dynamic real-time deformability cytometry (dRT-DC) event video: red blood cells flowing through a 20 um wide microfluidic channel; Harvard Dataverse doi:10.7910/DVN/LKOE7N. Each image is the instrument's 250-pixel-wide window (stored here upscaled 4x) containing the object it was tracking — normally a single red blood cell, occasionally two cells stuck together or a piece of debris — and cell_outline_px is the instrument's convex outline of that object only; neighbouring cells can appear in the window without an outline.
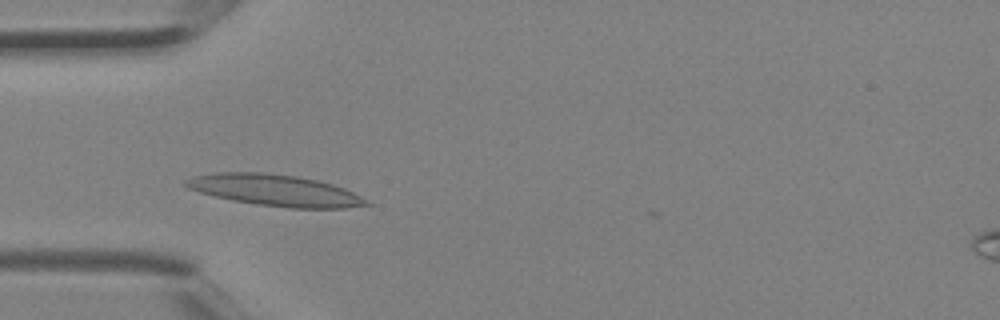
{"species": "Egyptian fruit bat (a non-hibernating species)", "species_latin": "Rousettus aegyptiacus", "temperature_condition": "room temperature", "stored_images_in_passage": 3, "camera_frame_rate_fps": 3000, "um_per_image_px": 0.085, "animal": {"sex": "female"}, "frame": {"image": 1, "passage_image": 2, "time_ms": 0.333, "image_size_px": [1000, 320], "cell_outline_px": [[372, 204], [344, 208], [288, 208], [256, 204], [232, 200], [200, 192], [188, 188], [184, 184], [184, 180], [192, 176], [216, 172], [264, 172], [296, 176], [316, 180], [332, 184], [344, 188], [368, 200]], "centroid_in_image_um": [23.36, 16.17], "position_along_channel_um": 61.6, "area_um2": 32.95}}
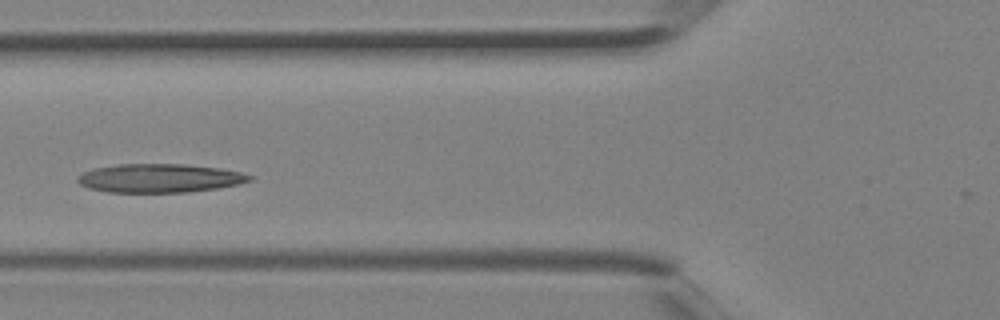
{"frame": {"image": 2, "passage_image": 3, "time_ms": 0.667, "image_size_px": [1000, 320], "cell_outline_px": [[252, 180], [240, 184], [216, 188], [188, 192], [108, 192], [88, 188], [80, 184], [76, 180], [84, 172], [96, 168], [120, 164], [184, 164], [220, 168], [240, 172], [252, 176]], "centroid_in_image_um": [13.59, 15.14], "position_along_channel_um": 112.2, "area_um2": 28.55}}